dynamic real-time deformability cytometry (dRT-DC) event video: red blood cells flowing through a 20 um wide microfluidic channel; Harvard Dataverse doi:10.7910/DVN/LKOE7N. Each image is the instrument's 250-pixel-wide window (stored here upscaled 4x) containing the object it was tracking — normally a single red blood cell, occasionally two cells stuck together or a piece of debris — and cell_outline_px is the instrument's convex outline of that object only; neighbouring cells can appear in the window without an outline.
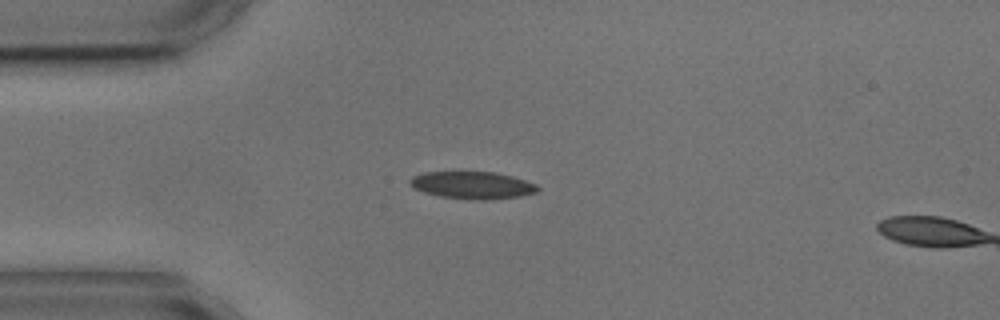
{"species": "common noctule bat (a hibernating species)", "species_latin": "Nyctalus noctula", "temperature_condition": "cold", "stored_images_in_passage": 2, "segment_of_instrument_passage": [1, 2], "camera_frame_rate_fps": 3000, "um_per_image_px": 0.085, "animal": {"sex": "male", "body_mass_g": 17.9, "forearm_length_mm": 54.2}, "frame": {"image": 1, "passage_image": 1, "time_ms": 0.0, "image_size_px": [1000, 320], "cell_outline_px": [[540, 188], [536, 192], [520, 196], [492, 200], [472, 200], [440, 196], [424, 192], [408, 184], [408, 180], [412, 176], [424, 172], [492, 172], [512, 176], [536, 184]], "centroid_in_image_um": [40.14, 15.75], "position_along_channel_um": 44.9, "area_um2": 20.35}}